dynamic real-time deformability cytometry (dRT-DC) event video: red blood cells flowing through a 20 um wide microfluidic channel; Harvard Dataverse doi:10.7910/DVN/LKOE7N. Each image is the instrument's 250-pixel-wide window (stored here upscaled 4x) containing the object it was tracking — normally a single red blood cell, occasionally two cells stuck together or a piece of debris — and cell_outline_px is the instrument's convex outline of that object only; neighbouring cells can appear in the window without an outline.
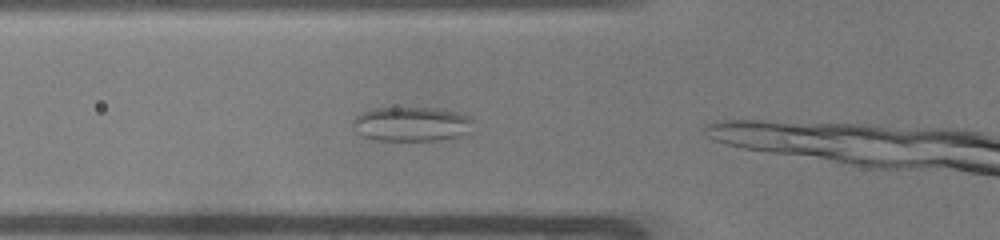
{"species": "common noctule bat (a hibernating species)", "species_latin": "Nyctalus noctula", "temperature_condition": "warm", "stored_images_in_passage": 11, "camera_frame_rate_fps": 3000, "um_per_image_px": 0.085, "animal": {"sex": "male", "body_mass_g": 19.0, "forearm_length_mm": 50.8}, "frame": {"image": 1, "passage_image": 4, "time_ms": 1.0, "image_size_px": [1000, 240], "cell_outline_px": [[476, 132], [440, 140], [376, 140], [364, 136], [356, 132], [352, 124], [352, 120], [360, 112], [372, 108], [440, 108], [460, 112], [472, 116], [476, 120]], "centroid_in_image_um": [35.11, 10.53], "position_along_channel_um": 90.7, "area_um2": 25.03}}